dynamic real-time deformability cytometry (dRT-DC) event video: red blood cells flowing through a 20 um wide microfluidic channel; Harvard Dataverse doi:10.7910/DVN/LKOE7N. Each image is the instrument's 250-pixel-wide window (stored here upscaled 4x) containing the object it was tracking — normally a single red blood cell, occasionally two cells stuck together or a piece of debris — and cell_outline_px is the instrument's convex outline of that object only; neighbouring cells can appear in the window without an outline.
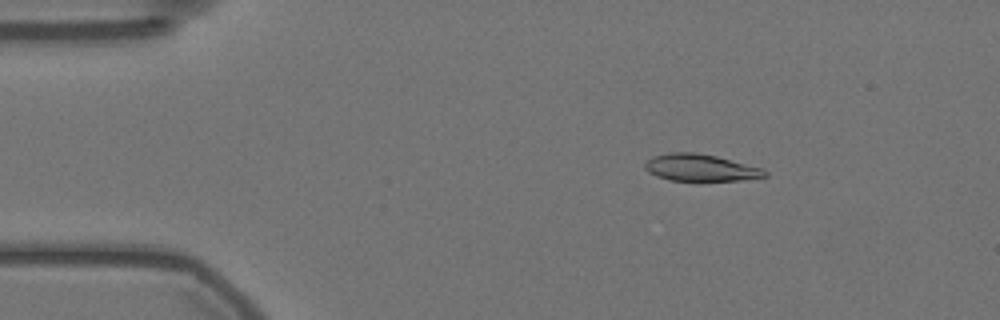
{"species": "Egyptian fruit bat (a non-hibernating species)", "species_latin": "Rousettus aegyptiacus", "temperature_condition": "warm", "stored_images_in_passage": 57, "camera_frame_rate_fps": 3000, "um_per_image_px": 0.085, "animal": {"sex": "female"}, "frame": {"image": 1, "passage_image": 9, "time_ms": 2.667, "image_size_px": [1000, 320], "cell_outline_px": [[768, 176], [740, 180], [668, 180], [656, 176], [648, 172], [644, 168], [644, 164], [652, 156], [668, 152], [692, 152], [716, 156], [764, 168], [768, 172]], "centroid_in_image_um": [59.54, 14.24], "position_along_channel_um": 25.5, "area_um2": 18.84}}
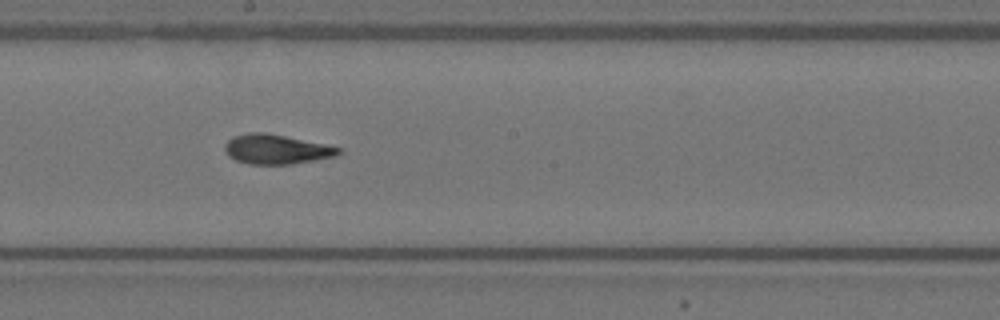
{"frame": {"image": 2, "passage_image": 31, "time_ms": 10.0, "image_size_px": [1000, 320], "cell_outline_px": [[344, 148], [336, 156], [292, 164], [248, 164], [236, 160], [228, 156], [224, 152], [224, 144], [232, 136], [248, 132], [264, 132]], "centroid_in_image_um": [23.44, 12.68], "position_along_channel_um": 224.8, "area_um2": 19.65}}
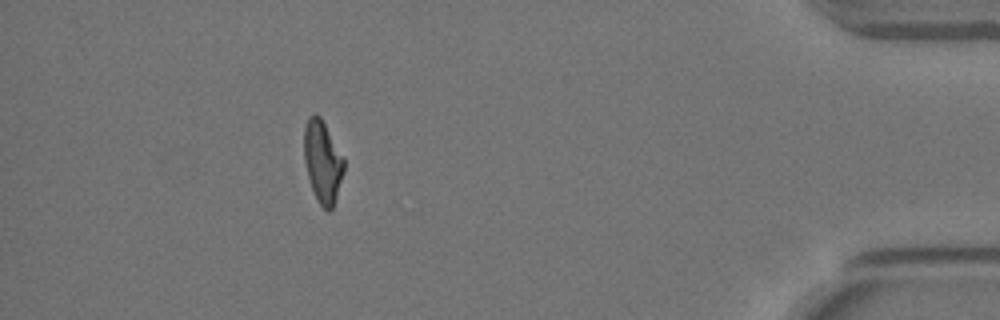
{"frame": {"image": 3, "passage_image": 51, "time_ms": 16.667, "image_size_px": [1000, 320], "cell_outline_px": [[344, 172], [332, 208], [328, 212], [320, 204], [312, 188], [308, 176], [304, 160], [304, 128], [308, 116], [316, 112], [320, 116], [344, 156]], "centroid_in_image_um": [27.42, 13.68], "position_along_channel_um": 407.8, "area_um2": 19.02}, "authors_computed_cell_mechanics": {"area_um2": 19.2474, "velocity_mm_per_s": 3.5776, "shape_relaxation_time_tau1_ms": 8.8917, "shape_relaxation_time_tau2_ms": 3.0293, "deformation_change_tau1": 0.2115, "deformation_change_tau2": 0.097}}